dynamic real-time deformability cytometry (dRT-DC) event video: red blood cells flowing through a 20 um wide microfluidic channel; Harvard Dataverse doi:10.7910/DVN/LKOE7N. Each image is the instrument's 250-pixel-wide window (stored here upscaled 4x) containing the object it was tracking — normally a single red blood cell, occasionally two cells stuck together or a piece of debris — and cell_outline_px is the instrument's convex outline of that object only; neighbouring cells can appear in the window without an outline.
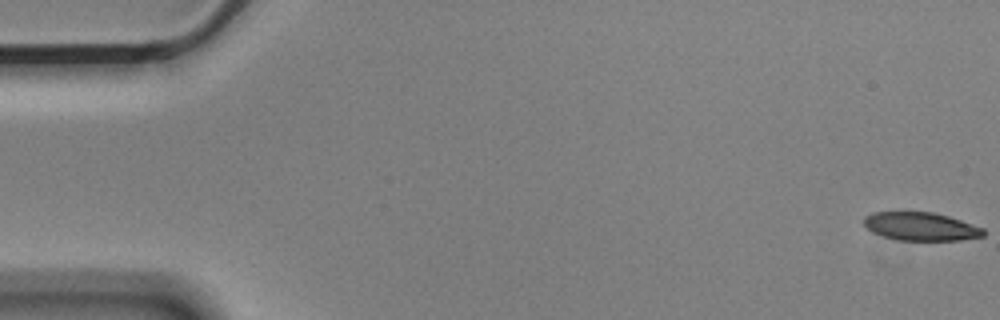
{"species": "Egyptian fruit bat (a non-hibernating species)", "species_latin": "Rousettus aegyptiacus", "temperature_condition": "cold", "stored_images_in_passage": 57, "camera_frame_rate_fps": 3000, "um_per_image_px": 0.085, "animal": {"sex": "male"}, "frame": {"image": 1, "passage_image": 1, "time_ms": 0.0, "image_size_px": [1000, 320], "cell_outline_px": [[984, 236], [960, 240], [900, 240], [884, 236], [872, 232], [864, 224], [864, 216], [872, 212], [932, 212], [948, 216], [984, 228]], "centroid_in_image_um": [78.27, 19.24], "position_along_channel_um": 6.7, "area_um2": 19.54}}
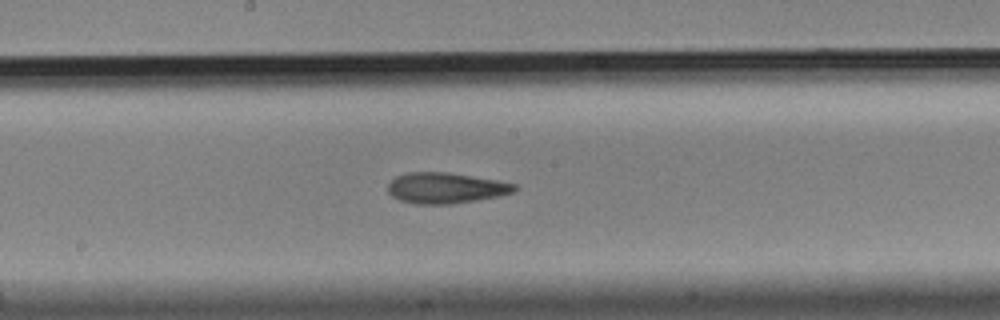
{"frame": {"image": 2, "passage_image": 30, "time_ms": 9.667, "image_size_px": [1000, 320], "cell_outline_px": [[520, 188], [512, 192], [500, 196], [452, 204], [416, 204], [400, 200], [392, 196], [388, 192], [388, 184], [396, 176], [408, 172], [448, 172], [496, 180], [516, 184]], "centroid_in_image_um": [37.89, 15.98], "position_along_channel_um": 210.3, "area_um2": 22.72}}
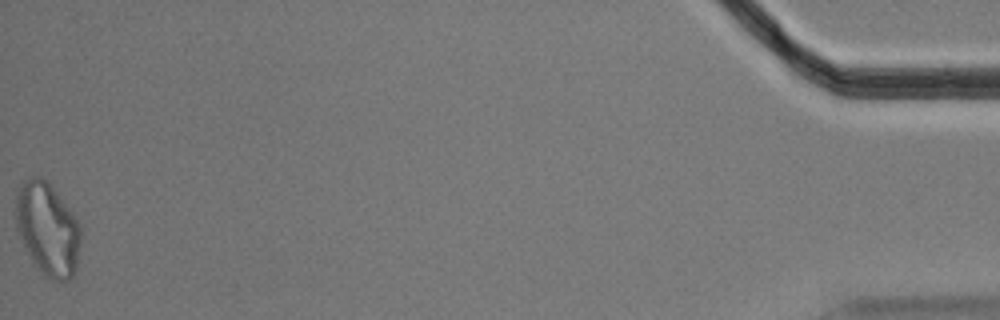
{"frame": {"image": 3, "passage_image": 57, "time_ms": 18.667, "image_size_px": [1000, 320], "cell_outline_px": [[80, 240], [76, 272], [72, 280], [52, 280], [36, 264], [28, 252], [16, 228], [16, 196], [20, 184], [28, 176], [40, 176], [52, 188], [68, 208], [80, 224]], "centroid_in_image_um": [4.05, 19.46], "position_along_channel_um": 431.1, "area_um2": 34.45}, "authors_computed_cell_mechanics": {"area_um2": 22.542, "velocity_mm_per_s": 3.5418, "shape_relaxation_time_tau1_ms": null, "shape_relaxation_time_tau2_ms": 3.9256, "deformation_change_tau1": null, "deformation_change_tau2": 0.1207}}